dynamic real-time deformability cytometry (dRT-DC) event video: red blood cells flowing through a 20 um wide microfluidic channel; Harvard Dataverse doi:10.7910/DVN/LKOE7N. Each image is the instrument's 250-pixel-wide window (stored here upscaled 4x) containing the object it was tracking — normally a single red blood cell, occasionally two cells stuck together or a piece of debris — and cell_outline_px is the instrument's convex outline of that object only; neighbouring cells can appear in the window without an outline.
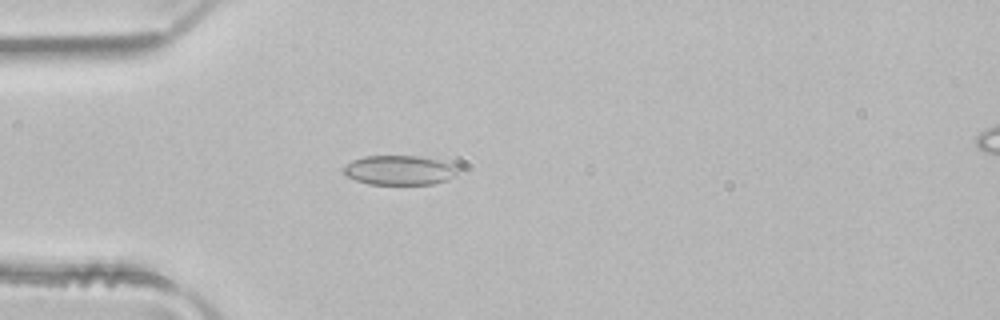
{"species": "common noctule bat (a hibernating species)", "species_latin": "Nyctalus noctula", "temperature_condition": "room temperature", "stored_images_in_passage": 4, "camera_frame_rate_fps": 3000, "um_per_image_px": 0.085, "animal": {"sex": "male", "body_mass_g": 21.5, "forearm_length_mm": 52.0}, "frame": {"image": 1, "passage_image": 4, "time_ms": 1.0, "image_size_px": [1000, 320], "cell_outline_px": [[460, 168], [456, 176], [448, 180], [432, 184], [368, 184], [356, 180], [348, 176], [344, 172], [344, 168], [352, 160], [364, 156], [420, 156], [456, 164]], "centroid_in_image_um": [34.03, 14.46], "position_along_channel_um": 51.0, "area_um2": 19.77}}